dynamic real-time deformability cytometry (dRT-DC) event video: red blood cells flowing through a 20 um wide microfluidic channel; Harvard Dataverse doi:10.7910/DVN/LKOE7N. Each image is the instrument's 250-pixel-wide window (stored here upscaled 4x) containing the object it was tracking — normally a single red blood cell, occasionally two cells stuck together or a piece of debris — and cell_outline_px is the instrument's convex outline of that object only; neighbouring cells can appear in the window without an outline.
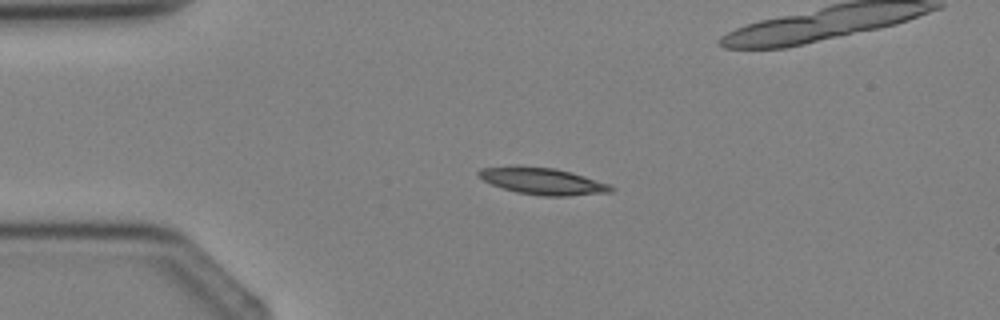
{"species": "Egyptian fruit bat (a non-hibernating species)", "species_latin": "Rousettus aegyptiacus", "temperature_condition": "cold", "stored_images_in_passage": 3, "camera_frame_rate_fps": 3000, "um_per_image_px": 0.085, "animal": {"sex": "female"}, "frame": {"image": 1, "passage_image": 1, "time_ms": 0.0, "image_size_px": [1000, 320], "cell_outline_px": [[616, 188], [612, 192], [568, 196], [544, 196], [516, 192], [492, 184], [484, 180], [476, 172], [480, 168], [556, 168], [612, 184]], "centroid_in_image_um": [46.26, 15.44], "position_along_channel_um": 38.7, "area_um2": 19.94}}